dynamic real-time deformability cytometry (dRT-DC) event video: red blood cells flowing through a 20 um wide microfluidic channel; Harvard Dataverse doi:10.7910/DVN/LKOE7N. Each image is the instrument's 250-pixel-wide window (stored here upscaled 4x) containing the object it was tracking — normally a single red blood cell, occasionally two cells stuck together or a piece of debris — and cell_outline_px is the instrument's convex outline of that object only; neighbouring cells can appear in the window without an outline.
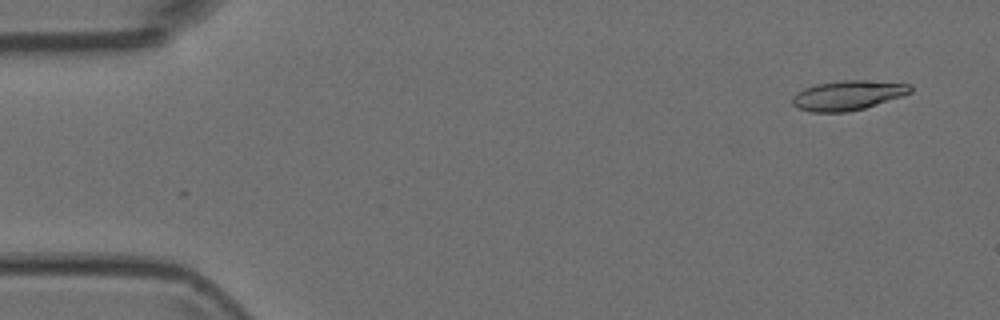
{"species": "Egyptian fruit bat (a non-hibernating species)", "species_latin": "Rousettus aegyptiacus", "temperature_condition": "room temperature", "stored_images_in_passage": 5, "camera_frame_rate_fps": 3000, "um_per_image_px": 0.085, "animal": {"sex": "female"}, "frame": {"image": 1, "passage_image": 1, "time_ms": 0.0, "image_size_px": [1000, 320], "cell_outline_px": [[912, 92], [864, 108], [848, 112], [808, 112], [796, 108], [792, 104], [792, 96], [796, 92], [804, 88], [816, 84], [836, 80], [864, 80], [912, 84]], "centroid_in_image_um": [72.0, 8.1], "position_along_channel_um": 13.0, "area_um2": 20.52}}
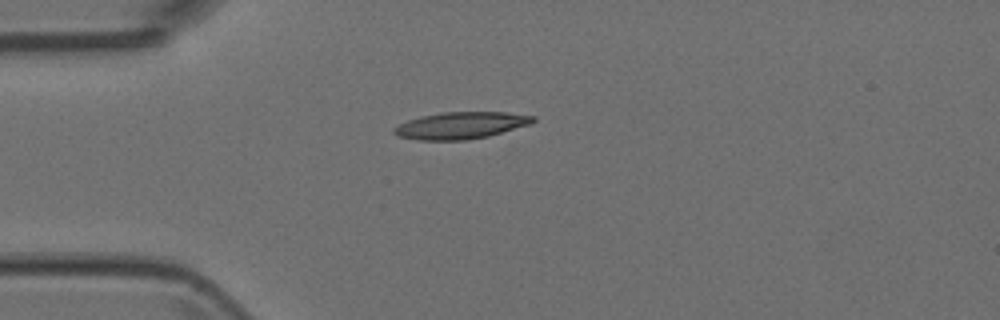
{"frame": {"image": 2, "passage_image": 3, "time_ms": 0.667, "image_size_px": [1000, 320], "cell_outline_px": [[536, 120], [532, 124], [488, 136], [464, 140], [420, 140], [396, 136], [392, 132], [392, 128], [408, 120], [420, 116], [444, 112], [508, 112], [536, 116]], "centroid_in_image_um": [39.18, 10.66], "position_along_channel_um": 45.8, "area_um2": 21.91}}
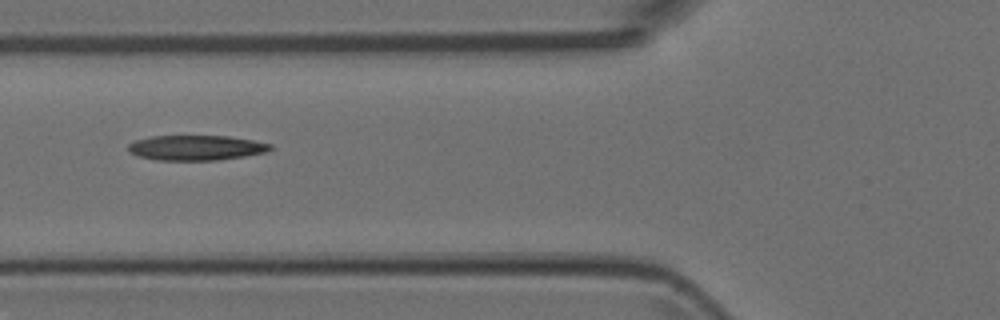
{"frame": {"image": 3, "passage_image": 5, "time_ms": 1.333, "image_size_px": [1000, 320], "cell_outline_px": [[272, 148], [268, 152], [244, 156], [216, 160], [156, 160], [140, 156], [128, 152], [128, 144], [136, 140], [152, 136], [228, 136], [252, 140], [272, 144]], "centroid_in_image_um": [16.67, 12.56], "position_along_channel_um": 109.1, "area_um2": 20.69}}